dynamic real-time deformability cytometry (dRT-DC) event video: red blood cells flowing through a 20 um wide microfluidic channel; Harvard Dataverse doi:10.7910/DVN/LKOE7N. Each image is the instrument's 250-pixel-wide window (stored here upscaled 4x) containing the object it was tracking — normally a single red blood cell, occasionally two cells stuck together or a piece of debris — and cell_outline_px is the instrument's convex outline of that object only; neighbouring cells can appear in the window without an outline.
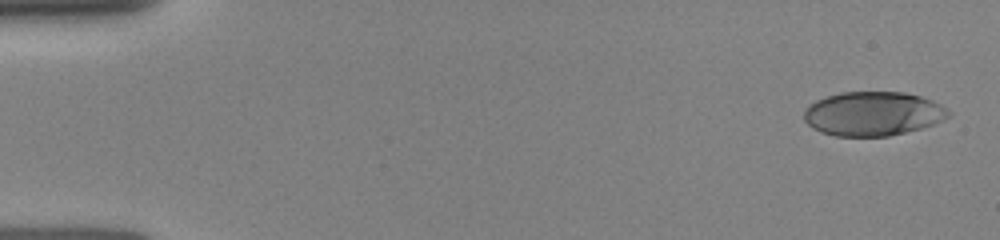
{"species": "human", "species_latin": "Homo sapiens", "temperature_condition": "room temperature", "stored_images_in_passage": 9, "camera_frame_rate_fps": 3000, "um_per_image_px": 0.085, "donor": {"sex": "female"}, "frame": {"image": 1, "passage_image": 1, "time_ms": 0.0, "image_size_px": [1000, 240], "cell_outline_px": [[952, 116], [932, 124], [920, 128], [888, 136], [836, 136], [820, 132], [812, 128], [804, 120], [804, 112], [808, 104], [816, 100], [840, 92], [904, 92], [920, 96], [932, 100], [940, 104], [952, 112]], "centroid_in_image_um": [74.19, 9.66], "position_along_channel_um": 10.8, "area_um2": 37.22}}
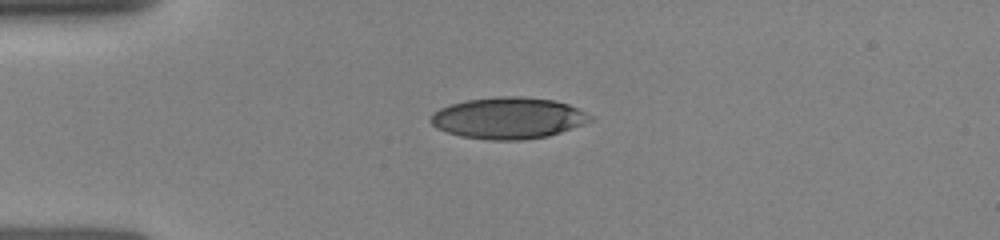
{"frame": {"image": 2, "passage_image": 6, "time_ms": 3.333, "image_size_px": [1000, 240], "cell_outline_px": [[592, 120], [560, 132], [548, 136], [520, 140], [488, 140], [460, 136], [436, 128], [428, 120], [432, 112], [440, 108], [464, 100], [496, 96], [520, 96], [552, 100], [568, 104], [592, 116]], "centroid_in_image_um": [43.14, 10.03], "position_along_channel_um": 41.9, "area_um2": 38.44}}
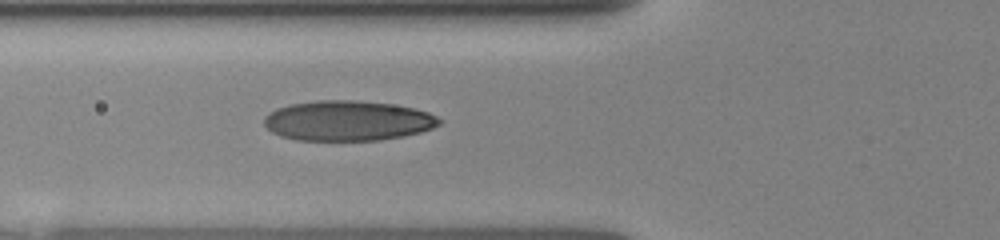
{"frame": {"image": 3, "passage_image": 9, "time_ms": 5.333, "image_size_px": [1000, 240], "cell_outline_px": [[440, 124], [432, 128], [420, 132], [404, 136], [380, 140], [296, 140], [280, 136], [272, 132], [264, 124], [264, 116], [268, 112], [276, 108], [292, 104], [320, 100], [352, 100], [392, 104], [412, 108], [428, 112], [436, 116], [440, 120]], "centroid_in_image_um": [29.53, 10.26], "position_along_channel_um": 96.3, "area_um2": 40.86}}